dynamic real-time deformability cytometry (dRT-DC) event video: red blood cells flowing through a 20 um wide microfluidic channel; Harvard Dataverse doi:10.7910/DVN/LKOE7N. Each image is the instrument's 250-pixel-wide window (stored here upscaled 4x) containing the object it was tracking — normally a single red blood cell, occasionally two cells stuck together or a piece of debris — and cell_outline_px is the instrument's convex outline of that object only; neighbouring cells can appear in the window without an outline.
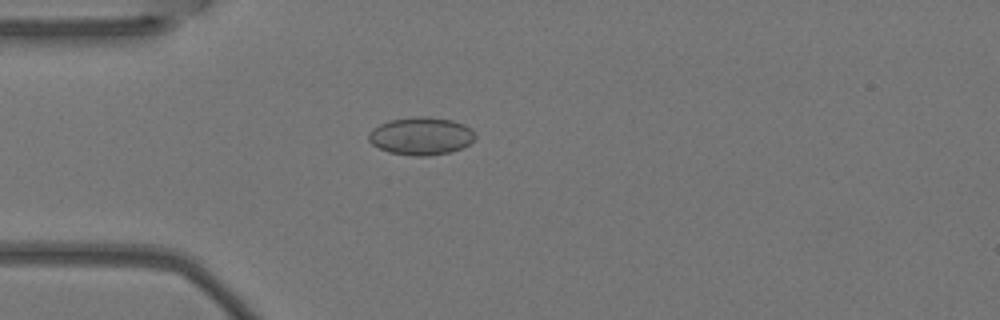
{"species": "Egyptian fruit bat (a non-hibernating species)", "species_latin": "Rousettus aegyptiacus", "temperature_condition": "warm", "stored_images_in_passage": 5, "camera_frame_rate_fps": 3000, "um_per_image_px": 0.085, "animal": {"sex": "female"}, "frame": {"image": 1, "passage_image": 5, "time_ms": 1.333, "image_size_px": [1000, 320], "cell_outline_px": [[476, 136], [468, 144], [460, 148], [448, 152], [428, 156], [416, 156], [388, 152], [372, 144], [368, 140], [368, 132], [372, 128], [380, 124], [392, 120], [416, 116], [428, 116], [452, 120], [464, 124], [472, 128], [476, 132]], "centroid_in_image_um": [35.79, 11.55], "position_along_channel_um": 49.2, "area_um2": 23.47}}